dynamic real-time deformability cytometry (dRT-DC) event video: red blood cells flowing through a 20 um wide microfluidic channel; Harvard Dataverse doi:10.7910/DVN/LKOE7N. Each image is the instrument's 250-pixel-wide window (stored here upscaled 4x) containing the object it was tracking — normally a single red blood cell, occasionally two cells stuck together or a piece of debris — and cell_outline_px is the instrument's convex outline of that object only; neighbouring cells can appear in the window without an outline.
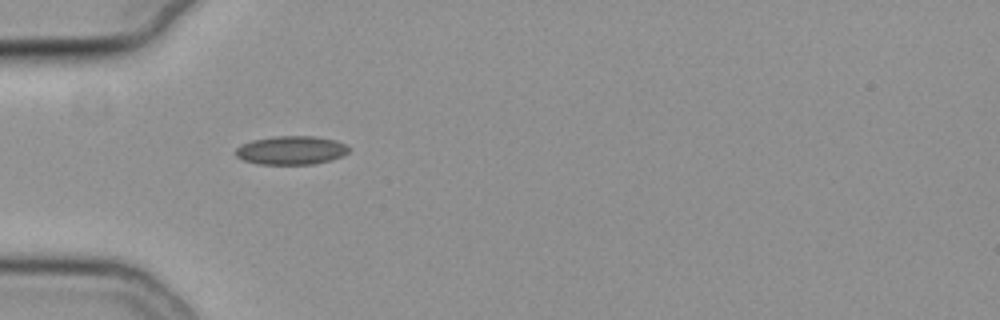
{"species": "common noctule bat (a hibernating species)", "species_latin": "Nyctalus noctula", "temperature_condition": "cold", "stored_images_in_passage": 38, "camera_frame_rate_fps": 3000, "um_per_image_px": 0.085, "animal": {"sex": "female", "body_mass_g": 19.3, "forearm_length_mm": 54.1}, "frame": {"image": 1, "passage_image": 1, "time_ms": 0.0, "image_size_px": [1000, 320], "cell_outline_px": [[352, 148], [344, 156], [332, 160], [312, 164], [256, 164], [244, 160], [236, 156], [236, 148], [252, 140], [276, 136], [312, 136], [336, 140]], "centroid_in_image_um": [24.8, 12.78], "position_along_channel_um": 60.2, "area_um2": 18.9}}
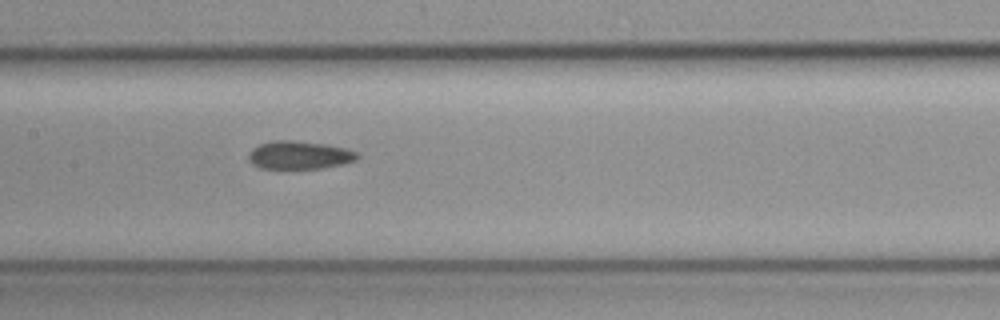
{"frame": {"image": 2, "passage_image": 11, "time_ms": 3.333, "image_size_px": [1000, 320], "cell_outline_px": [[360, 156], [356, 160], [344, 164], [324, 168], [260, 168], [252, 164], [248, 160], [248, 152], [252, 148], [260, 144], [276, 140], [292, 140], [324, 144], [344, 148], [360, 152]], "centroid_in_image_um": [25.46, 13.18], "position_along_channel_um": 181.9, "area_um2": 17.92}}
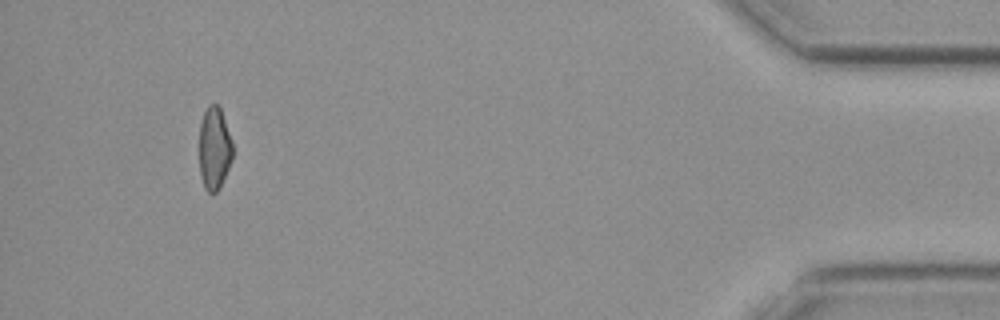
{"frame": {"image": 3, "passage_image": 35, "time_ms": 11.333, "image_size_px": [1000, 320], "cell_outline_px": [[232, 160], [220, 188], [212, 196], [204, 188], [200, 176], [200, 124], [204, 112], [208, 104], [216, 104], [220, 108], [232, 140]], "centroid_in_image_um": [18.22, 12.66], "position_along_channel_um": 417.0, "area_um2": 16.18}}